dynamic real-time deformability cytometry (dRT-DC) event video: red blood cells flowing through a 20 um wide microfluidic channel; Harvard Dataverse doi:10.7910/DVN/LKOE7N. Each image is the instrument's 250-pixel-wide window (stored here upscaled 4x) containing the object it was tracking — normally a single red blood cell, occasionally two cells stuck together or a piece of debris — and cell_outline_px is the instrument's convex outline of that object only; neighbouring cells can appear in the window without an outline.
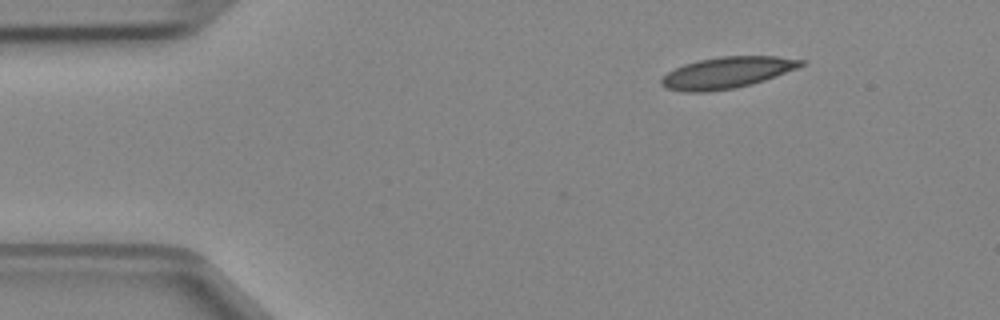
{"species": "Egyptian fruit bat (a non-hibernating species)", "species_latin": "Rousettus aegyptiacus", "temperature_condition": "cold", "stored_images_in_passage": 3, "camera_frame_rate_fps": 3000, "um_per_image_px": 0.085, "animal": {"sex": "female"}, "frame": {"image": 1, "passage_image": 1, "time_ms": 0.0, "image_size_px": [1000, 320], "cell_outline_px": [[808, 60], [804, 64], [796, 68], [776, 76], [752, 84], [736, 88], [708, 92], [684, 92], [668, 88], [660, 84], [660, 80], [668, 72], [684, 64], [700, 60], [720, 56], [776, 56]], "centroid_in_image_um": [61.81, 6.17], "position_along_channel_um": 23.2, "area_um2": 25.49}}
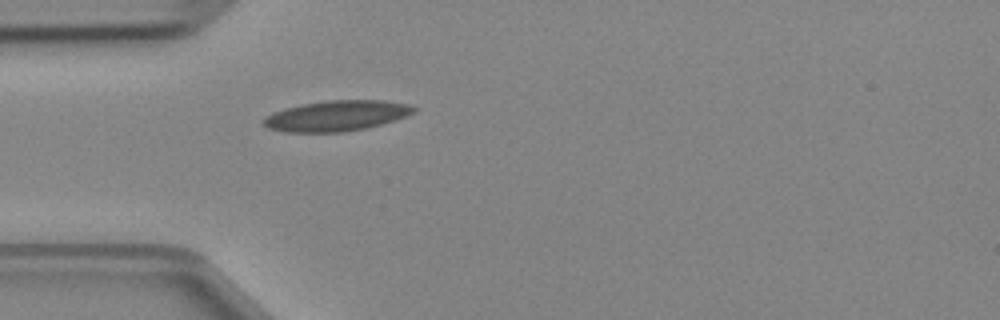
{"frame": {"image": 2, "passage_image": 3, "time_ms": 0.667, "image_size_px": [1000, 320], "cell_outline_px": [[416, 108], [412, 112], [404, 116], [380, 124], [364, 128], [340, 132], [284, 132], [268, 128], [260, 120], [264, 116], [272, 112], [284, 108], [304, 104], [328, 100], [384, 100], [408, 104]], "centroid_in_image_um": [28.51, 9.84], "position_along_channel_um": 56.5, "area_um2": 26.47}}